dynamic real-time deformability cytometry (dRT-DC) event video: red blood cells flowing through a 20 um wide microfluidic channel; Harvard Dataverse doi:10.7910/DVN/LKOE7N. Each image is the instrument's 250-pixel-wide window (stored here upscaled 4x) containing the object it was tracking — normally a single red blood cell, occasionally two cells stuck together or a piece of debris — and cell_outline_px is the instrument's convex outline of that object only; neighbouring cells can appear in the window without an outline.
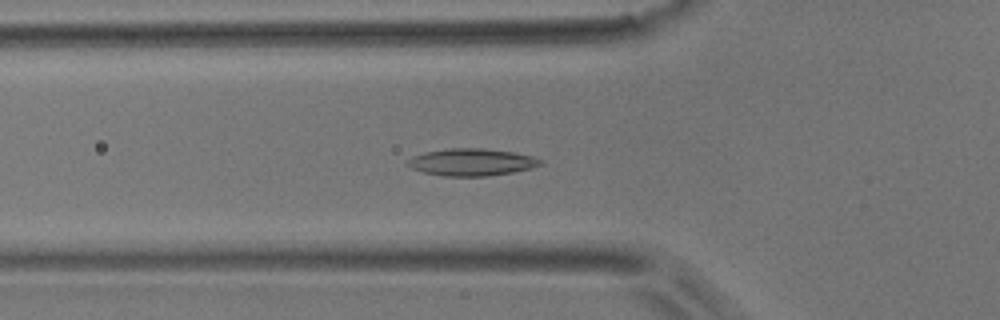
{"species": "common noctule bat (a hibernating species)", "species_latin": "Nyctalus noctula", "temperature_condition": "room temperature", "stored_images_in_passage": 48, "camera_frame_rate_fps": 3000, "um_per_image_px": 0.085, "animal": {"sex": "male", "body_mass_g": 17.9}, "frame": {"image": 1, "passage_image": 12, "time_ms": 3.667, "image_size_px": [1000, 320], "cell_outline_px": [[544, 164], [532, 168], [512, 172], [488, 176], [444, 176], [424, 172], [412, 168], [404, 164], [412, 156], [424, 152], [448, 148], [484, 148], [512, 152], [532, 156], [544, 160]], "centroid_in_image_um": [40.1, 13.78], "position_along_channel_um": 85.7, "area_um2": 21.15}}
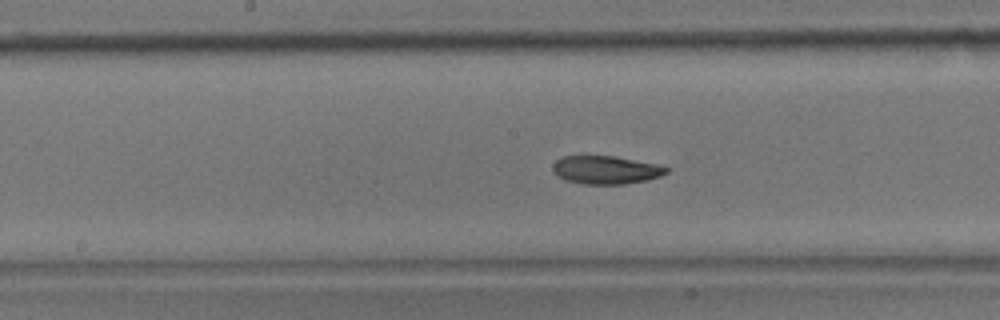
{"frame": {"image": 2, "passage_image": 21, "time_ms": 6.667, "image_size_px": [1000, 320], "cell_outline_px": [[668, 172], [660, 176], [648, 180], [624, 184], [584, 184], [564, 180], [556, 176], [552, 172], [552, 164], [556, 160], [564, 156], [616, 156], [656, 164], [668, 168]], "centroid_in_image_um": [51.45, 14.45], "position_along_channel_um": 196.7, "area_um2": 18.79}}
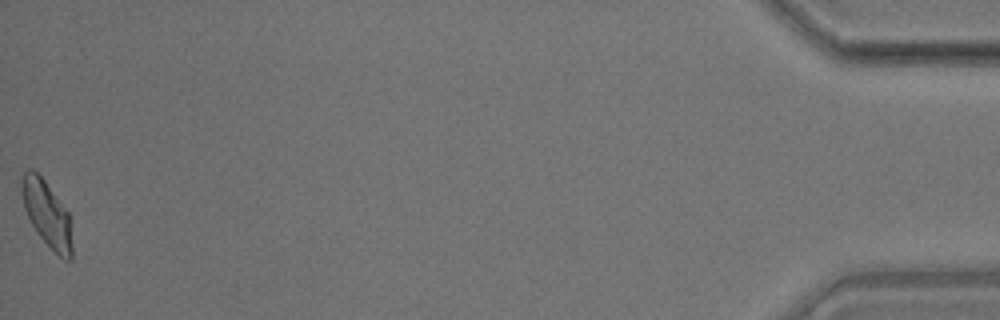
{"frame": {"image": 3, "passage_image": 48, "time_ms": 15.667, "image_size_px": [1000, 320], "cell_outline_px": [[72, 260], [64, 260], [36, 232], [24, 208], [20, 192], [20, 184], [24, 172], [28, 168], [32, 168], [44, 180], [68, 212], [72, 244]], "centroid_in_image_um": [3.96, 18.15], "position_along_channel_um": 431.2, "area_um2": 19.07}, "authors_computed_cell_mechanics": {"area_um2": 19.4497, "velocity_mm_per_s": 3.6797, "shape_relaxation_time_tau1_ms": 4.7433, "shape_relaxation_time_tau2_ms": 3.2619, "deformation_change_tau1": 0.1347, "deformation_change_tau2": 0.085}}